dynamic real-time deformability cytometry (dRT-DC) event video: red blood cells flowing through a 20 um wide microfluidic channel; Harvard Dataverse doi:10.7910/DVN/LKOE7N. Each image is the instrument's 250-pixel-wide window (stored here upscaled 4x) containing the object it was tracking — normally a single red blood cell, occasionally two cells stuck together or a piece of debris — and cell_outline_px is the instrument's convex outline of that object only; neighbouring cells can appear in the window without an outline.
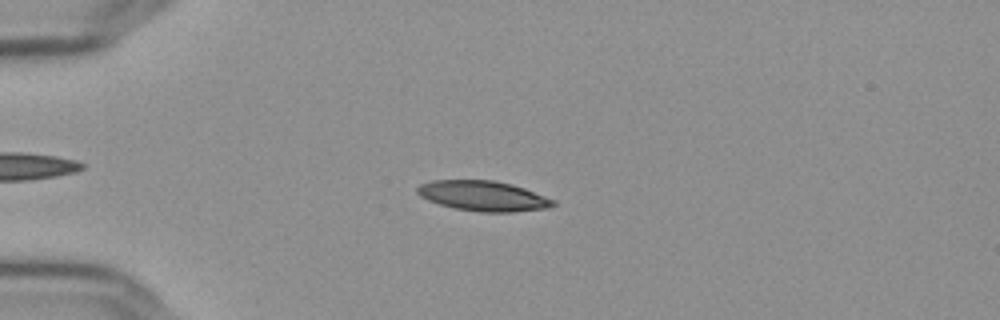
{"species": "Egyptian fruit bat (a non-hibernating species)", "species_latin": "Rousettus aegyptiacus", "temperature_condition": "cold", "stored_images_in_passage": 55, "camera_frame_rate_fps": 3000, "um_per_image_px": 0.085, "frame": {"image": 1, "passage_image": 14, "time_ms": 4.333, "image_size_px": [1000, 320], "cell_outline_px": [[556, 204], [548, 208], [512, 212], [480, 212], [452, 208], [428, 200], [420, 196], [416, 192], [416, 188], [420, 184], [432, 180], [492, 180], [512, 184], [524, 188], [556, 200]], "centroid_in_image_um": [41.07, 16.65], "position_along_channel_um": 43.9, "area_um2": 23.99}}
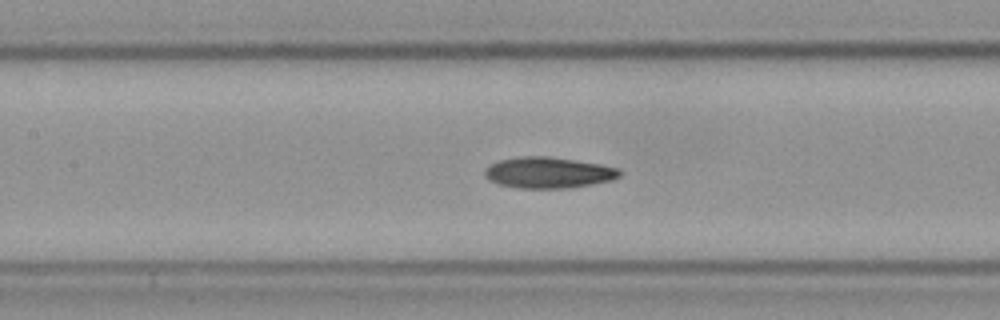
{"frame": {"image": 2, "passage_image": 26, "time_ms": 8.333, "image_size_px": [1000, 320], "cell_outline_px": [[620, 176], [612, 180], [572, 188], [516, 188], [496, 184], [488, 180], [484, 176], [484, 172], [492, 164], [500, 160], [524, 156], [548, 156], [600, 164], [616, 168], [620, 172]], "centroid_in_image_um": [46.59, 14.69], "position_along_channel_um": 160.8, "area_um2": 24.33}}
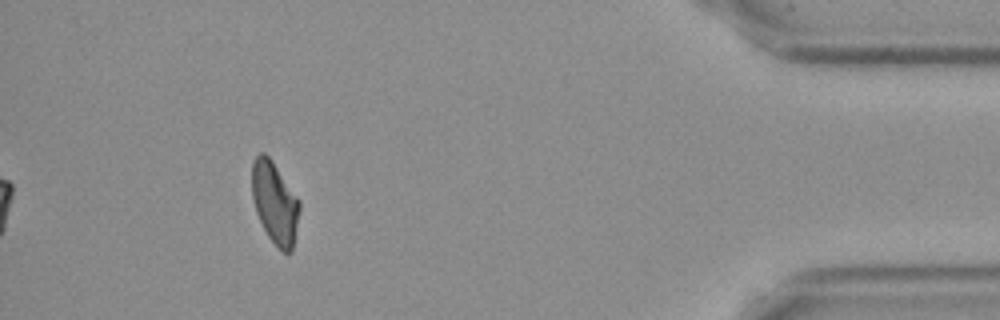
{"frame": {"image": 3, "passage_image": 51, "time_ms": 16.667, "image_size_px": [1000, 320], "cell_outline_px": [[300, 208], [292, 252], [288, 256], [268, 236], [256, 212], [252, 196], [252, 160], [260, 152], [264, 152], [268, 156], [300, 200]], "centroid_in_image_um": [23.36, 17.23], "position_along_channel_um": 411.8, "area_um2": 22.48}, "authors_computed_cell_mechanics": {"area_um2": 23.6402, "velocity_mm_per_s": 3.6331, "shape_relaxation_time_tau1_ms": null, "shape_relaxation_time_tau2_ms": 6.1057, "deformation_change_tau1": null, "deformation_change_tau2": 0.1321}}